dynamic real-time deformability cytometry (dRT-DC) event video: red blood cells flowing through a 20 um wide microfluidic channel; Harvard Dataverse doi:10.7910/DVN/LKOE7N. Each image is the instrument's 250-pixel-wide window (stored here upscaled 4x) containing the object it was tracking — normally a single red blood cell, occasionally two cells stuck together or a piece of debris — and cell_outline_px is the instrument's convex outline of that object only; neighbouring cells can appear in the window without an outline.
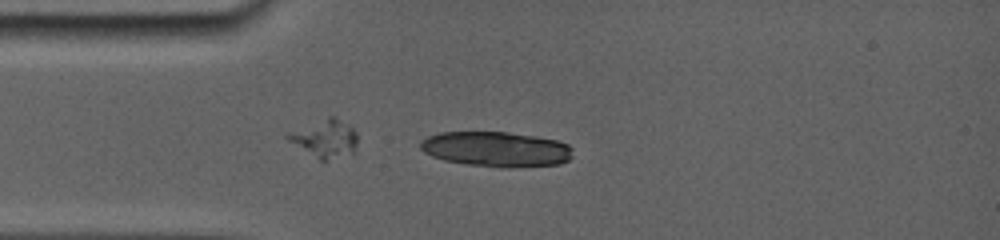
{"species": "common noctule bat (a hibernating species)", "species_latin": "Nyctalus noctula", "temperature_condition": "room temperature", "stored_images_in_passage": 41, "segment_of_instrument_passage": [1, 2], "camera_frame_rate_fps": 5000, "um_per_image_px": 0.085, "animal": {"sex": "female", "body_mass_g": 19.0, "forearm_length_mm": 56.7}, "frame": {"image": 1, "passage_image": 12, "time_ms": 3.8, "image_size_px": [1000, 240], "cell_outline_px": [[568, 160], [560, 164], [468, 164], [444, 160], [432, 156], [420, 148], [420, 144], [424, 140], [432, 136], [444, 132], [504, 132], [556, 140], [568, 144]], "centroid_in_image_um": [42.09, 12.63], "position_along_channel_um": 42.9, "area_um2": 29.02}}